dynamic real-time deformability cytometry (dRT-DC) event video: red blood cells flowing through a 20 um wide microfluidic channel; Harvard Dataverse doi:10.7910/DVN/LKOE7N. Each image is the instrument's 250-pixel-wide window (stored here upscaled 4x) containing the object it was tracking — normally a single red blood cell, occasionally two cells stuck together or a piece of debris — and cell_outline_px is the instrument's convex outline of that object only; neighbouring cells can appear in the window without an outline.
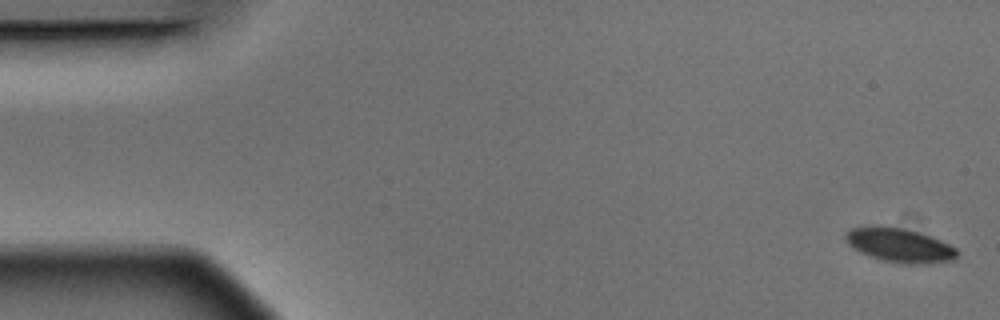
{"species": "Egyptian fruit bat (a non-hibernating species)", "species_latin": "Rousettus aegyptiacus", "temperature_condition": "warm", "stored_images_in_passage": 5, "camera_frame_rate_fps": 3000, "um_per_image_px": 0.085, "animal": {"sex": "male"}, "frame": {"image": 1, "passage_image": 1, "time_ms": 0.0, "image_size_px": [1000, 320], "cell_outline_px": [[960, 252], [956, 260], [924, 264], [908, 264], [880, 260], [860, 252], [848, 244], [844, 236], [852, 228], [888, 224], [916, 232], [940, 240], [956, 248]], "centroid_in_image_um": [76.49, 20.85], "position_along_channel_um": 8.5, "area_um2": 22.25}}
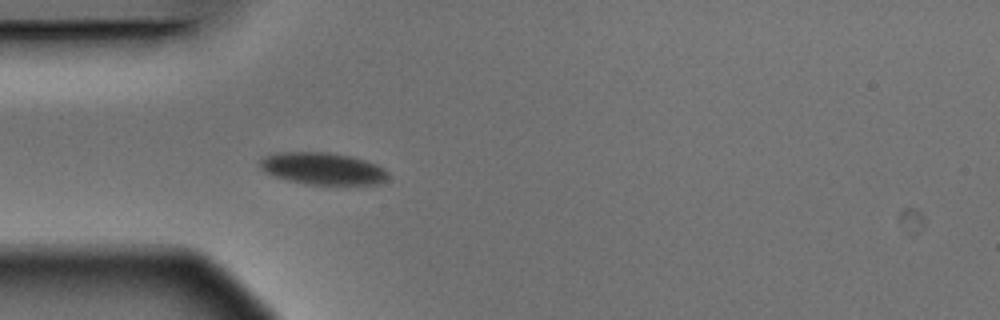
{"frame": {"image": 2, "passage_image": 5, "time_ms": 1.333, "image_size_px": [1000, 320], "cell_outline_px": [[388, 176], [380, 184], [308, 184], [288, 180], [264, 172], [260, 168], [260, 160], [264, 156], [276, 152], [328, 152], [352, 156], [376, 164], [384, 168], [388, 172]], "centroid_in_image_um": [27.42, 14.31], "position_along_channel_um": 57.6, "area_um2": 23.87}}